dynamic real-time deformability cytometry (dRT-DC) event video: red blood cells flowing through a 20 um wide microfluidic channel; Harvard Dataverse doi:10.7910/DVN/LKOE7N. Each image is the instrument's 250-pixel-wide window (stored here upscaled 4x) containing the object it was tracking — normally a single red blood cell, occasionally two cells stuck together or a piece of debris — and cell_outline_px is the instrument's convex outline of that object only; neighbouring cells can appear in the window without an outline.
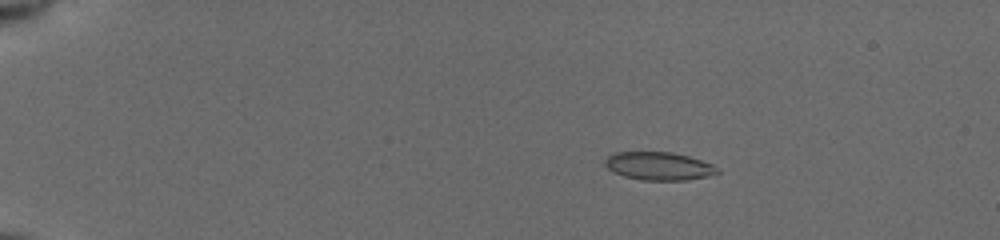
{"species": "common noctule bat (a hibernating species)", "species_latin": "Nyctalus noctula", "temperature_condition": "cold", "stored_images_in_passage": 45, "camera_frame_rate_fps": 3000, "um_per_image_px": 0.085, "animal": {"sex": "female", "body_mass_g": 19.5, "forearm_length_mm": 54.1}, "frame": {"image": 1, "passage_image": 1, "time_ms": 0.0, "image_size_px": [1000, 240], "cell_outline_px": [[720, 172], [708, 176], [684, 180], [644, 180], [624, 176], [608, 168], [604, 164], [604, 160], [608, 156], [616, 152], [672, 152], [688, 156], [712, 164], [720, 168]], "centroid_in_image_um": [56.02, 14.11], "position_along_channel_um": 29.0, "area_um2": 18.26}}
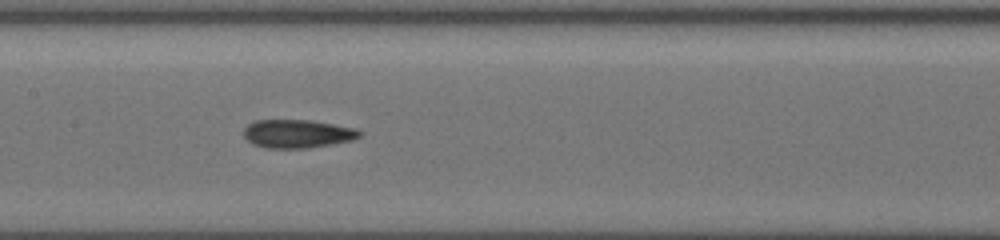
{"frame": {"image": 2, "passage_image": 20, "time_ms": 6.333, "image_size_px": [1000, 240], "cell_outline_px": [[360, 136], [352, 140], [332, 144], [308, 148], [264, 148], [252, 144], [244, 136], [244, 128], [248, 124], [256, 120], [312, 120], [356, 128], [360, 132]], "centroid_in_image_um": [25.26, 11.37], "position_along_channel_um": 182.1, "area_um2": 19.19}}
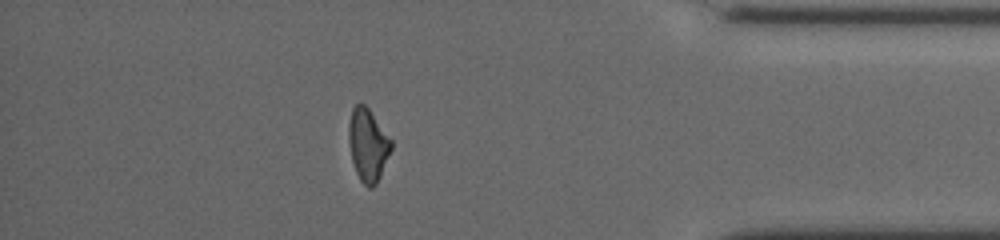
{"frame": {"image": 3, "passage_image": 39, "time_ms": 12.667, "image_size_px": [1000, 240], "cell_outline_px": [[392, 148], [380, 176], [376, 184], [372, 188], [368, 188], [360, 180], [356, 172], [352, 160], [348, 140], [348, 124], [352, 108], [356, 104], [364, 104], [368, 108], [392, 140]], "centroid_in_image_um": [31.26, 12.32], "position_along_channel_um": 403.9, "area_um2": 17.92}, "authors_computed_cell_mechanics": {"area_um2": 18.6116, "velocity_mm_per_s": 3.9273, "shape_relaxation_time_tau1_ms": null, "shape_relaxation_time_tau2_ms": 4.6462, "deformation_change_tau1": null, "deformation_change_tau2": 0.1131}}